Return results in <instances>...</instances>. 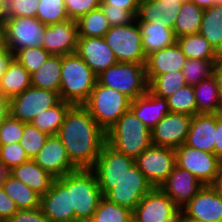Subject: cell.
<instances>
[{
  "label": "cell",
  "mask_w": 222,
  "mask_h": 222,
  "mask_svg": "<svg viewBox=\"0 0 222 222\" xmlns=\"http://www.w3.org/2000/svg\"><path fill=\"white\" fill-rule=\"evenodd\" d=\"M57 136L70 161L79 169H91L106 143V132L83 105H72Z\"/></svg>",
  "instance_id": "obj_1"
},
{
  "label": "cell",
  "mask_w": 222,
  "mask_h": 222,
  "mask_svg": "<svg viewBox=\"0 0 222 222\" xmlns=\"http://www.w3.org/2000/svg\"><path fill=\"white\" fill-rule=\"evenodd\" d=\"M57 179L70 190L71 210H75V222H88L103 197L94 171L79 168Z\"/></svg>",
  "instance_id": "obj_2"
},
{
  "label": "cell",
  "mask_w": 222,
  "mask_h": 222,
  "mask_svg": "<svg viewBox=\"0 0 222 222\" xmlns=\"http://www.w3.org/2000/svg\"><path fill=\"white\" fill-rule=\"evenodd\" d=\"M106 143L116 151L136 159L152 145L151 129L129 108L106 131Z\"/></svg>",
  "instance_id": "obj_3"
},
{
  "label": "cell",
  "mask_w": 222,
  "mask_h": 222,
  "mask_svg": "<svg viewBox=\"0 0 222 222\" xmlns=\"http://www.w3.org/2000/svg\"><path fill=\"white\" fill-rule=\"evenodd\" d=\"M97 75L77 54L62 56L60 99L82 105L96 85Z\"/></svg>",
  "instance_id": "obj_4"
},
{
  "label": "cell",
  "mask_w": 222,
  "mask_h": 222,
  "mask_svg": "<svg viewBox=\"0 0 222 222\" xmlns=\"http://www.w3.org/2000/svg\"><path fill=\"white\" fill-rule=\"evenodd\" d=\"M130 103L131 100L126 95L97 81L82 105L106 132L130 108Z\"/></svg>",
  "instance_id": "obj_5"
},
{
  "label": "cell",
  "mask_w": 222,
  "mask_h": 222,
  "mask_svg": "<svg viewBox=\"0 0 222 222\" xmlns=\"http://www.w3.org/2000/svg\"><path fill=\"white\" fill-rule=\"evenodd\" d=\"M97 81L126 95L131 101L148 90L145 63L118 62L99 74Z\"/></svg>",
  "instance_id": "obj_6"
},
{
  "label": "cell",
  "mask_w": 222,
  "mask_h": 222,
  "mask_svg": "<svg viewBox=\"0 0 222 222\" xmlns=\"http://www.w3.org/2000/svg\"><path fill=\"white\" fill-rule=\"evenodd\" d=\"M103 197L133 211L153 188L136 164L115 183H98Z\"/></svg>",
  "instance_id": "obj_7"
},
{
  "label": "cell",
  "mask_w": 222,
  "mask_h": 222,
  "mask_svg": "<svg viewBox=\"0 0 222 222\" xmlns=\"http://www.w3.org/2000/svg\"><path fill=\"white\" fill-rule=\"evenodd\" d=\"M104 39L113 50L118 62L146 63L142 37L135 19L130 24L112 26Z\"/></svg>",
  "instance_id": "obj_8"
},
{
  "label": "cell",
  "mask_w": 222,
  "mask_h": 222,
  "mask_svg": "<svg viewBox=\"0 0 222 222\" xmlns=\"http://www.w3.org/2000/svg\"><path fill=\"white\" fill-rule=\"evenodd\" d=\"M176 166L192 173L203 185H211L222 167L213 153L194 149L185 143L175 148Z\"/></svg>",
  "instance_id": "obj_9"
},
{
  "label": "cell",
  "mask_w": 222,
  "mask_h": 222,
  "mask_svg": "<svg viewBox=\"0 0 222 222\" xmlns=\"http://www.w3.org/2000/svg\"><path fill=\"white\" fill-rule=\"evenodd\" d=\"M7 49L14 55L23 48L42 47L47 27L36 17L5 18Z\"/></svg>",
  "instance_id": "obj_10"
},
{
  "label": "cell",
  "mask_w": 222,
  "mask_h": 222,
  "mask_svg": "<svg viewBox=\"0 0 222 222\" xmlns=\"http://www.w3.org/2000/svg\"><path fill=\"white\" fill-rule=\"evenodd\" d=\"M135 164L152 187H160L176 166L174 148L151 145L136 159Z\"/></svg>",
  "instance_id": "obj_11"
},
{
  "label": "cell",
  "mask_w": 222,
  "mask_h": 222,
  "mask_svg": "<svg viewBox=\"0 0 222 222\" xmlns=\"http://www.w3.org/2000/svg\"><path fill=\"white\" fill-rule=\"evenodd\" d=\"M61 101L59 93L51 90L29 87L10 99V115L29 123L42 111L54 107Z\"/></svg>",
  "instance_id": "obj_12"
},
{
  "label": "cell",
  "mask_w": 222,
  "mask_h": 222,
  "mask_svg": "<svg viewBox=\"0 0 222 222\" xmlns=\"http://www.w3.org/2000/svg\"><path fill=\"white\" fill-rule=\"evenodd\" d=\"M180 208L160 188H152L132 211L133 222H165Z\"/></svg>",
  "instance_id": "obj_13"
},
{
  "label": "cell",
  "mask_w": 222,
  "mask_h": 222,
  "mask_svg": "<svg viewBox=\"0 0 222 222\" xmlns=\"http://www.w3.org/2000/svg\"><path fill=\"white\" fill-rule=\"evenodd\" d=\"M193 116L167 113L152 129V145L177 148L185 143Z\"/></svg>",
  "instance_id": "obj_14"
},
{
  "label": "cell",
  "mask_w": 222,
  "mask_h": 222,
  "mask_svg": "<svg viewBox=\"0 0 222 222\" xmlns=\"http://www.w3.org/2000/svg\"><path fill=\"white\" fill-rule=\"evenodd\" d=\"M180 210L187 220L222 222V199L211 185H203L197 194Z\"/></svg>",
  "instance_id": "obj_15"
},
{
  "label": "cell",
  "mask_w": 222,
  "mask_h": 222,
  "mask_svg": "<svg viewBox=\"0 0 222 222\" xmlns=\"http://www.w3.org/2000/svg\"><path fill=\"white\" fill-rule=\"evenodd\" d=\"M78 30L76 20L68 19L47 25L43 34L42 47L51 55H69L76 53Z\"/></svg>",
  "instance_id": "obj_16"
},
{
  "label": "cell",
  "mask_w": 222,
  "mask_h": 222,
  "mask_svg": "<svg viewBox=\"0 0 222 222\" xmlns=\"http://www.w3.org/2000/svg\"><path fill=\"white\" fill-rule=\"evenodd\" d=\"M32 160L55 179L78 169L70 161L66 148L57 135H50Z\"/></svg>",
  "instance_id": "obj_17"
},
{
  "label": "cell",
  "mask_w": 222,
  "mask_h": 222,
  "mask_svg": "<svg viewBox=\"0 0 222 222\" xmlns=\"http://www.w3.org/2000/svg\"><path fill=\"white\" fill-rule=\"evenodd\" d=\"M40 209L50 222H75L70 190L58 179H54L47 193L40 196Z\"/></svg>",
  "instance_id": "obj_18"
},
{
  "label": "cell",
  "mask_w": 222,
  "mask_h": 222,
  "mask_svg": "<svg viewBox=\"0 0 222 222\" xmlns=\"http://www.w3.org/2000/svg\"><path fill=\"white\" fill-rule=\"evenodd\" d=\"M134 164L133 157L120 153L105 143L91 169L96 174L98 183H115Z\"/></svg>",
  "instance_id": "obj_19"
},
{
  "label": "cell",
  "mask_w": 222,
  "mask_h": 222,
  "mask_svg": "<svg viewBox=\"0 0 222 222\" xmlns=\"http://www.w3.org/2000/svg\"><path fill=\"white\" fill-rule=\"evenodd\" d=\"M76 53L97 76L118 63L113 50L100 37H78Z\"/></svg>",
  "instance_id": "obj_20"
},
{
  "label": "cell",
  "mask_w": 222,
  "mask_h": 222,
  "mask_svg": "<svg viewBox=\"0 0 222 222\" xmlns=\"http://www.w3.org/2000/svg\"><path fill=\"white\" fill-rule=\"evenodd\" d=\"M202 186L203 184L192 173L175 166L160 188L181 208L197 194Z\"/></svg>",
  "instance_id": "obj_21"
},
{
  "label": "cell",
  "mask_w": 222,
  "mask_h": 222,
  "mask_svg": "<svg viewBox=\"0 0 222 222\" xmlns=\"http://www.w3.org/2000/svg\"><path fill=\"white\" fill-rule=\"evenodd\" d=\"M182 4L181 0H141L136 20L173 29Z\"/></svg>",
  "instance_id": "obj_22"
},
{
  "label": "cell",
  "mask_w": 222,
  "mask_h": 222,
  "mask_svg": "<svg viewBox=\"0 0 222 222\" xmlns=\"http://www.w3.org/2000/svg\"><path fill=\"white\" fill-rule=\"evenodd\" d=\"M216 113H199L192 117L185 144L214 154Z\"/></svg>",
  "instance_id": "obj_23"
},
{
  "label": "cell",
  "mask_w": 222,
  "mask_h": 222,
  "mask_svg": "<svg viewBox=\"0 0 222 222\" xmlns=\"http://www.w3.org/2000/svg\"><path fill=\"white\" fill-rule=\"evenodd\" d=\"M186 56L177 42L147 56L145 63L146 77H157L171 71L182 70Z\"/></svg>",
  "instance_id": "obj_24"
},
{
  "label": "cell",
  "mask_w": 222,
  "mask_h": 222,
  "mask_svg": "<svg viewBox=\"0 0 222 222\" xmlns=\"http://www.w3.org/2000/svg\"><path fill=\"white\" fill-rule=\"evenodd\" d=\"M130 109L149 129H152L170 112L167 100L152 94L149 90L142 96L133 99Z\"/></svg>",
  "instance_id": "obj_25"
},
{
  "label": "cell",
  "mask_w": 222,
  "mask_h": 222,
  "mask_svg": "<svg viewBox=\"0 0 222 222\" xmlns=\"http://www.w3.org/2000/svg\"><path fill=\"white\" fill-rule=\"evenodd\" d=\"M9 173L22 181L29 188L33 189L40 196L47 193L55 179L32 159L19 166L13 167Z\"/></svg>",
  "instance_id": "obj_26"
},
{
  "label": "cell",
  "mask_w": 222,
  "mask_h": 222,
  "mask_svg": "<svg viewBox=\"0 0 222 222\" xmlns=\"http://www.w3.org/2000/svg\"><path fill=\"white\" fill-rule=\"evenodd\" d=\"M142 37V47L146 55L164 49L176 42L173 29L149 22H138Z\"/></svg>",
  "instance_id": "obj_27"
},
{
  "label": "cell",
  "mask_w": 222,
  "mask_h": 222,
  "mask_svg": "<svg viewBox=\"0 0 222 222\" xmlns=\"http://www.w3.org/2000/svg\"><path fill=\"white\" fill-rule=\"evenodd\" d=\"M219 78L214 73L196 85H193L197 114L220 113Z\"/></svg>",
  "instance_id": "obj_28"
},
{
  "label": "cell",
  "mask_w": 222,
  "mask_h": 222,
  "mask_svg": "<svg viewBox=\"0 0 222 222\" xmlns=\"http://www.w3.org/2000/svg\"><path fill=\"white\" fill-rule=\"evenodd\" d=\"M31 87L28 71L13 57L0 77V90L9 98Z\"/></svg>",
  "instance_id": "obj_29"
},
{
  "label": "cell",
  "mask_w": 222,
  "mask_h": 222,
  "mask_svg": "<svg viewBox=\"0 0 222 222\" xmlns=\"http://www.w3.org/2000/svg\"><path fill=\"white\" fill-rule=\"evenodd\" d=\"M62 56L50 55L44 64L30 75L31 86L59 93L61 84Z\"/></svg>",
  "instance_id": "obj_30"
},
{
  "label": "cell",
  "mask_w": 222,
  "mask_h": 222,
  "mask_svg": "<svg viewBox=\"0 0 222 222\" xmlns=\"http://www.w3.org/2000/svg\"><path fill=\"white\" fill-rule=\"evenodd\" d=\"M199 34L222 56V5L204 9Z\"/></svg>",
  "instance_id": "obj_31"
},
{
  "label": "cell",
  "mask_w": 222,
  "mask_h": 222,
  "mask_svg": "<svg viewBox=\"0 0 222 222\" xmlns=\"http://www.w3.org/2000/svg\"><path fill=\"white\" fill-rule=\"evenodd\" d=\"M5 193L14 201L18 209L40 207V195L10 173L2 183Z\"/></svg>",
  "instance_id": "obj_32"
},
{
  "label": "cell",
  "mask_w": 222,
  "mask_h": 222,
  "mask_svg": "<svg viewBox=\"0 0 222 222\" xmlns=\"http://www.w3.org/2000/svg\"><path fill=\"white\" fill-rule=\"evenodd\" d=\"M204 9L191 1L183 2L173 32L176 38L199 33Z\"/></svg>",
  "instance_id": "obj_33"
},
{
  "label": "cell",
  "mask_w": 222,
  "mask_h": 222,
  "mask_svg": "<svg viewBox=\"0 0 222 222\" xmlns=\"http://www.w3.org/2000/svg\"><path fill=\"white\" fill-rule=\"evenodd\" d=\"M176 42L180 46L186 58L200 60H217L218 52L215 48L199 33L185 35L176 38Z\"/></svg>",
  "instance_id": "obj_34"
},
{
  "label": "cell",
  "mask_w": 222,
  "mask_h": 222,
  "mask_svg": "<svg viewBox=\"0 0 222 222\" xmlns=\"http://www.w3.org/2000/svg\"><path fill=\"white\" fill-rule=\"evenodd\" d=\"M73 104L61 100L57 105L42 111L37 115L31 123L40 131L50 135H57L60 126L64 122L65 115Z\"/></svg>",
  "instance_id": "obj_35"
},
{
  "label": "cell",
  "mask_w": 222,
  "mask_h": 222,
  "mask_svg": "<svg viewBox=\"0 0 222 222\" xmlns=\"http://www.w3.org/2000/svg\"><path fill=\"white\" fill-rule=\"evenodd\" d=\"M146 79L148 90L152 94L165 99L187 85L182 70L171 71L157 77H146Z\"/></svg>",
  "instance_id": "obj_36"
},
{
  "label": "cell",
  "mask_w": 222,
  "mask_h": 222,
  "mask_svg": "<svg viewBox=\"0 0 222 222\" xmlns=\"http://www.w3.org/2000/svg\"><path fill=\"white\" fill-rule=\"evenodd\" d=\"M78 37H100L104 38L110 29L108 19L102 9L96 8L76 20Z\"/></svg>",
  "instance_id": "obj_37"
},
{
  "label": "cell",
  "mask_w": 222,
  "mask_h": 222,
  "mask_svg": "<svg viewBox=\"0 0 222 222\" xmlns=\"http://www.w3.org/2000/svg\"><path fill=\"white\" fill-rule=\"evenodd\" d=\"M88 222H133L132 211L102 197Z\"/></svg>",
  "instance_id": "obj_38"
},
{
  "label": "cell",
  "mask_w": 222,
  "mask_h": 222,
  "mask_svg": "<svg viewBox=\"0 0 222 222\" xmlns=\"http://www.w3.org/2000/svg\"><path fill=\"white\" fill-rule=\"evenodd\" d=\"M166 100L169 111L172 113H183L190 116L197 114L193 85H185L166 98Z\"/></svg>",
  "instance_id": "obj_39"
},
{
  "label": "cell",
  "mask_w": 222,
  "mask_h": 222,
  "mask_svg": "<svg viewBox=\"0 0 222 222\" xmlns=\"http://www.w3.org/2000/svg\"><path fill=\"white\" fill-rule=\"evenodd\" d=\"M216 60L187 58L182 72L188 85H196L215 73Z\"/></svg>",
  "instance_id": "obj_40"
},
{
  "label": "cell",
  "mask_w": 222,
  "mask_h": 222,
  "mask_svg": "<svg viewBox=\"0 0 222 222\" xmlns=\"http://www.w3.org/2000/svg\"><path fill=\"white\" fill-rule=\"evenodd\" d=\"M36 18L46 25L68 20L64 0H40Z\"/></svg>",
  "instance_id": "obj_41"
},
{
  "label": "cell",
  "mask_w": 222,
  "mask_h": 222,
  "mask_svg": "<svg viewBox=\"0 0 222 222\" xmlns=\"http://www.w3.org/2000/svg\"><path fill=\"white\" fill-rule=\"evenodd\" d=\"M48 137L47 133L40 131L31 122H24V130L19 143L25 150L28 158L33 159L45 145Z\"/></svg>",
  "instance_id": "obj_42"
},
{
  "label": "cell",
  "mask_w": 222,
  "mask_h": 222,
  "mask_svg": "<svg viewBox=\"0 0 222 222\" xmlns=\"http://www.w3.org/2000/svg\"><path fill=\"white\" fill-rule=\"evenodd\" d=\"M51 54L43 47L23 48L17 51L13 57L28 71L31 75L35 73L47 60Z\"/></svg>",
  "instance_id": "obj_43"
},
{
  "label": "cell",
  "mask_w": 222,
  "mask_h": 222,
  "mask_svg": "<svg viewBox=\"0 0 222 222\" xmlns=\"http://www.w3.org/2000/svg\"><path fill=\"white\" fill-rule=\"evenodd\" d=\"M30 159L19 142L6 145H0V161L11 170Z\"/></svg>",
  "instance_id": "obj_44"
},
{
  "label": "cell",
  "mask_w": 222,
  "mask_h": 222,
  "mask_svg": "<svg viewBox=\"0 0 222 222\" xmlns=\"http://www.w3.org/2000/svg\"><path fill=\"white\" fill-rule=\"evenodd\" d=\"M39 3L40 0H7L5 2V17H36Z\"/></svg>",
  "instance_id": "obj_45"
},
{
  "label": "cell",
  "mask_w": 222,
  "mask_h": 222,
  "mask_svg": "<svg viewBox=\"0 0 222 222\" xmlns=\"http://www.w3.org/2000/svg\"><path fill=\"white\" fill-rule=\"evenodd\" d=\"M24 130V122L9 116L0 125V145L20 142Z\"/></svg>",
  "instance_id": "obj_46"
},
{
  "label": "cell",
  "mask_w": 222,
  "mask_h": 222,
  "mask_svg": "<svg viewBox=\"0 0 222 222\" xmlns=\"http://www.w3.org/2000/svg\"><path fill=\"white\" fill-rule=\"evenodd\" d=\"M69 19L77 20L79 17L100 7L101 0H64Z\"/></svg>",
  "instance_id": "obj_47"
},
{
  "label": "cell",
  "mask_w": 222,
  "mask_h": 222,
  "mask_svg": "<svg viewBox=\"0 0 222 222\" xmlns=\"http://www.w3.org/2000/svg\"><path fill=\"white\" fill-rule=\"evenodd\" d=\"M100 8L104 12L111 27L130 24L136 19V16L130 10L112 8L109 4H100Z\"/></svg>",
  "instance_id": "obj_48"
},
{
  "label": "cell",
  "mask_w": 222,
  "mask_h": 222,
  "mask_svg": "<svg viewBox=\"0 0 222 222\" xmlns=\"http://www.w3.org/2000/svg\"><path fill=\"white\" fill-rule=\"evenodd\" d=\"M6 222H50L42 213L40 207L34 209H18Z\"/></svg>",
  "instance_id": "obj_49"
},
{
  "label": "cell",
  "mask_w": 222,
  "mask_h": 222,
  "mask_svg": "<svg viewBox=\"0 0 222 222\" xmlns=\"http://www.w3.org/2000/svg\"><path fill=\"white\" fill-rule=\"evenodd\" d=\"M17 210L18 208L14 201L5 193L2 186H0V221H8Z\"/></svg>",
  "instance_id": "obj_50"
},
{
  "label": "cell",
  "mask_w": 222,
  "mask_h": 222,
  "mask_svg": "<svg viewBox=\"0 0 222 222\" xmlns=\"http://www.w3.org/2000/svg\"><path fill=\"white\" fill-rule=\"evenodd\" d=\"M141 0H101V4H109L112 8L130 10L135 16L139 11Z\"/></svg>",
  "instance_id": "obj_51"
},
{
  "label": "cell",
  "mask_w": 222,
  "mask_h": 222,
  "mask_svg": "<svg viewBox=\"0 0 222 222\" xmlns=\"http://www.w3.org/2000/svg\"><path fill=\"white\" fill-rule=\"evenodd\" d=\"M214 154L222 161V113H216Z\"/></svg>",
  "instance_id": "obj_52"
},
{
  "label": "cell",
  "mask_w": 222,
  "mask_h": 222,
  "mask_svg": "<svg viewBox=\"0 0 222 222\" xmlns=\"http://www.w3.org/2000/svg\"><path fill=\"white\" fill-rule=\"evenodd\" d=\"M10 99L0 90V125L10 114Z\"/></svg>",
  "instance_id": "obj_53"
},
{
  "label": "cell",
  "mask_w": 222,
  "mask_h": 222,
  "mask_svg": "<svg viewBox=\"0 0 222 222\" xmlns=\"http://www.w3.org/2000/svg\"><path fill=\"white\" fill-rule=\"evenodd\" d=\"M13 58V54L7 49L0 50V77L6 71L8 63Z\"/></svg>",
  "instance_id": "obj_54"
},
{
  "label": "cell",
  "mask_w": 222,
  "mask_h": 222,
  "mask_svg": "<svg viewBox=\"0 0 222 222\" xmlns=\"http://www.w3.org/2000/svg\"><path fill=\"white\" fill-rule=\"evenodd\" d=\"M211 186L222 199V167Z\"/></svg>",
  "instance_id": "obj_55"
},
{
  "label": "cell",
  "mask_w": 222,
  "mask_h": 222,
  "mask_svg": "<svg viewBox=\"0 0 222 222\" xmlns=\"http://www.w3.org/2000/svg\"><path fill=\"white\" fill-rule=\"evenodd\" d=\"M4 48H7L6 23L5 20H0V50Z\"/></svg>",
  "instance_id": "obj_56"
},
{
  "label": "cell",
  "mask_w": 222,
  "mask_h": 222,
  "mask_svg": "<svg viewBox=\"0 0 222 222\" xmlns=\"http://www.w3.org/2000/svg\"><path fill=\"white\" fill-rule=\"evenodd\" d=\"M202 9L210 8L215 5V0H189Z\"/></svg>",
  "instance_id": "obj_57"
},
{
  "label": "cell",
  "mask_w": 222,
  "mask_h": 222,
  "mask_svg": "<svg viewBox=\"0 0 222 222\" xmlns=\"http://www.w3.org/2000/svg\"><path fill=\"white\" fill-rule=\"evenodd\" d=\"M215 73L219 81H222V56H218V59L215 61Z\"/></svg>",
  "instance_id": "obj_58"
},
{
  "label": "cell",
  "mask_w": 222,
  "mask_h": 222,
  "mask_svg": "<svg viewBox=\"0 0 222 222\" xmlns=\"http://www.w3.org/2000/svg\"><path fill=\"white\" fill-rule=\"evenodd\" d=\"M10 170L0 161V186L8 176Z\"/></svg>",
  "instance_id": "obj_59"
},
{
  "label": "cell",
  "mask_w": 222,
  "mask_h": 222,
  "mask_svg": "<svg viewBox=\"0 0 222 222\" xmlns=\"http://www.w3.org/2000/svg\"><path fill=\"white\" fill-rule=\"evenodd\" d=\"M165 222H184L183 213L179 210L172 218Z\"/></svg>",
  "instance_id": "obj_60"
},
{
  "label": "cell",
  "mask_w": 222,
  "mask_h": 222,
  "mask_svg": "<svg viewBox=\"0 0 222 222\" xmlns=\"http://www.w3.org/2000/svg\"><path fill=\"white\" fill-rule=\"evenodd\" d=\"M5 1L0 0V20H5Z\"/></svg>",
  "instance_id": "obj_61"
},
{
  "label": "cell",
  "mask_w": 222,
  "mask_h": 222,
  "mask_svg": "<svg viewBox=\"0 0 222 222\" xmlns=\"http://www.w3.org/2000/svg\"><path fill=\"white\" fill-rule=\"evenodd\" d=\"M219 105H220V113H222V81L219 84Z\"/></svg>",
  "instance_id": "obj_62"
},
{
  "label": "cell",
  "mask_w": 222,
  "mask_h": 222,
  "mask_svg": "<svg viewBox=\"0 0 222 222\" xmlns=\"http://www.w3.org/2000/svg\"><path fill=\"white\" fill-rule=\"evenodd\" d=\"M215 5H222V0H215Z\"/></svg>",
  "instance_id": "obj_63"
},
{
  "label": "cell",
  "mask_w": 222,
  "mask_h": 222,
  "mask_svg": "<svg viewBox=\"0 0 222 222\" xmlns=\"http://www.w3.org/2000/svg\"><path fill=\"white\" fill-rule=\"evenodd\" d=\"M184 222H194V221L187 220V219L184 218Z\"/></svg>",
  "instance_id": "obj_64"
}]
</instances>
